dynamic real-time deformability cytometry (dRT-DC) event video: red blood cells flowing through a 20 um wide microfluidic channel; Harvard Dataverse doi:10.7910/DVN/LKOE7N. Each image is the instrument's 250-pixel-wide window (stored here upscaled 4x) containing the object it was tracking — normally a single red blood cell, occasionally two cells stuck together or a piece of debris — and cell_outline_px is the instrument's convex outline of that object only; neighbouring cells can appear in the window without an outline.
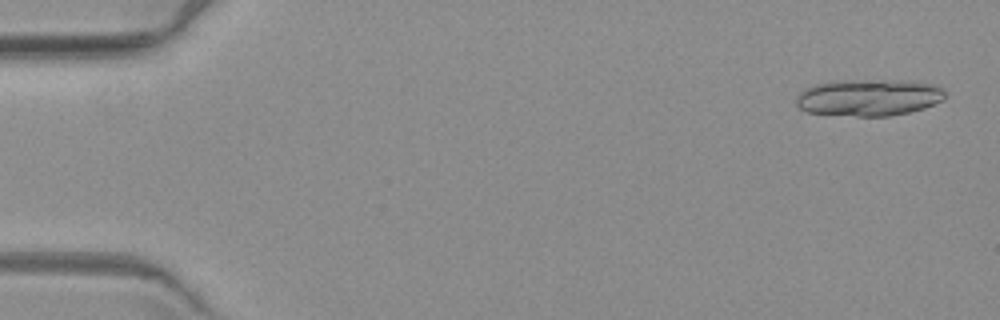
{"species": "common noctule bat (a hibernating species)", "species_latin": "Nyctalus noctula", "temperature_condition": "warm", "stored_images_in_passage": 4, "camera_frame_rate_fps": 3000, "um_per_image_px": 0.085, "animal": {"sex": "female", "body_mass_g": 19.3, "forearm_length_mm": 54.1}, "frame": {"image": 1, "passage_image": 1, "time_ms": 0.0, "image_size_px": [1000, 320], "cell_outline_px": [[944, 100], [924, 108], [908, 112], [888, 116], [856, 116], [808, 112], [800, 108], [796, 104], [796, 96], [804, 88], [816, 84], [840, 80], [908, 80], [936, 84], [944, 88]], "centroid_in_image_um": [73.87, 8.27], "position_along_channel_um": 11.1, "area_um2": 32.14}}